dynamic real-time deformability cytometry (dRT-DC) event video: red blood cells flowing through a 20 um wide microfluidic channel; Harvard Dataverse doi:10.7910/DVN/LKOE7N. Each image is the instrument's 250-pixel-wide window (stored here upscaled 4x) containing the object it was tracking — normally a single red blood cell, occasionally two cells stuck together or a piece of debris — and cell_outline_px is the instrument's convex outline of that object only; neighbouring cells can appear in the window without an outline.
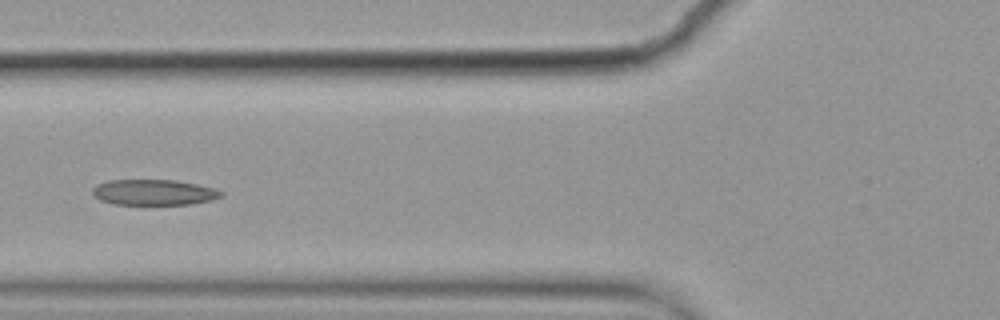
{"species": "common noctule bat (a hibernating species)", "species_latin": "Nyctalus noctula", "temperature_condition": "cold", "stored_images_in_passage": 5, "camera_frame_rate_fps": 3000, "um_per_image_px": 0.085, "animal": {"sex": "female", "body_mass_g": 19.9}, "frame": {"image": 1, "passage_image": 5, "time_ms": 1.333, "image_size_px": [1000, 320], "cell_outline_px": [[224, 196], [212, 200], [188, 204], [112, 204], [100, 200], [92, 196], [92, 188], [96, 184], [108, 180], [176, 180], [216, 188], [224, 192]], "centroid_in_image_um": [13.07, 16.34], "position_along_channel_um": 112.7, "area_um2": 19.42}}